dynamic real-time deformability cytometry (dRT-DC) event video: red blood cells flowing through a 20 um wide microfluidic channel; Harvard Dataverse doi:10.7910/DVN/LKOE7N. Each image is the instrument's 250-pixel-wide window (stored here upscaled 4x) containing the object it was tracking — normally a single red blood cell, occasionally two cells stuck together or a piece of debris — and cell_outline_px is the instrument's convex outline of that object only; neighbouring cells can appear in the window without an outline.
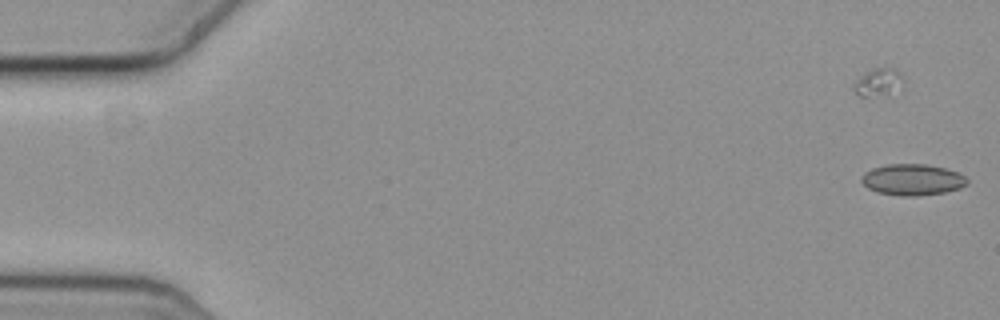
{"species": "common noctule bat (a hibernating species)", "species_latin": "Nyctalus noctula", "temperature_condition": "cold", "stored_images_in_passage": 4, "camera_frame_rate_fps": 3000, "um_per_image_px": 0.085, "animal": {"sex": "female", "body_mass_g": 19.3, "forearm_length_mm": 54.1}, "frame": {"image": 1, "passage_image": 4, "time_ms": 1.0, "image_size_px": [1000, 320], "cell_outline_px": [[968, 184], [960, 188], [944, 192], [916, 196], [900, 196], [876, 192], [868, 188], [860, 180], [864, 172], [872, 168], [888, 164], [924, 164], [944, 168], [956, 172], [964, 176], [968, 180]], "centroid_in_image_um": [77.53, 15.28], "position_along_channel_um": 7.5, "area_um2": 19.19}}